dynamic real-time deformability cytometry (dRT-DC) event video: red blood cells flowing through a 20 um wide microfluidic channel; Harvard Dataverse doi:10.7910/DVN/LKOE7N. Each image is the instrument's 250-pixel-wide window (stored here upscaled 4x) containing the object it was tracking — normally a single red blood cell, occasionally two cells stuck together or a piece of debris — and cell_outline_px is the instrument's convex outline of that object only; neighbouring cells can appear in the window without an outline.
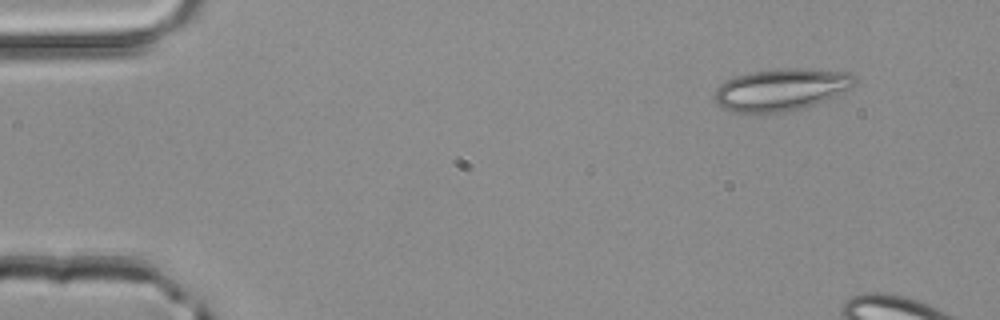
{"species": "common noctule bat (a hibernating species)", "species_latin": "Nyctalus noctula", "temperature_condition": "room temperature", "stored_images_in_passage": 3, "camera_frame_rate_fps": 3000, "um_per_image_px": 0.085, "animal": {"sex": "male", "body_mass_g": 20.4}, "frame": {"image": 1, "passage_image": 1, "time_ms": 0.0, "image_size_px": [1000, 320], "cell_outline_px": [[856, 84], [852, 88], [824, 100], [800, 108], [784, 112], [732, 112], [724, 108], [716, 100], [716, 88], [724, 80], [736, 76], [752, 72], [788, 68], [792, 68], [848, 72], [856, 76]], "centroid_in_image_um": [66.42, 7.6], "position_along_channel_um": 18.6, "area_um2": 33.76}}